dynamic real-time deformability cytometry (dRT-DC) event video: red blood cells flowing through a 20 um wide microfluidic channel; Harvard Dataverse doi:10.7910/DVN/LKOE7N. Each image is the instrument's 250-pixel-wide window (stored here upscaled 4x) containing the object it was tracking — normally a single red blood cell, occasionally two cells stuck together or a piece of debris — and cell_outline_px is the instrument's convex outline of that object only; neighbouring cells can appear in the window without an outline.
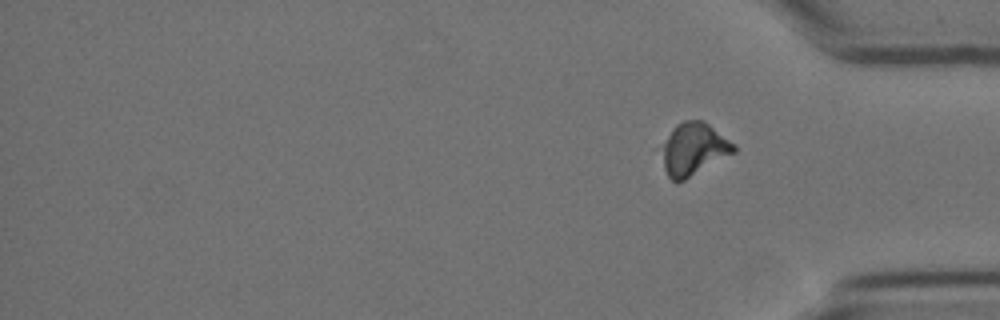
{"species": "Egyptian fruit bat (a non-hibernating species)", "species_latin": "Rousettus aegyptiacus", "temperature_condition": "cold", "stored_images_in_passage": 14, "segment_of_instrument_passage": [2, 2], "camera_frame_rate_fps": 3000, "um_per_image_px": 0.085, "animal": {"sex": "female"}, "frame": {"image": 1, "passage_image": 14, "time_ms": 17.333, "image_size_px": [1000, 320], "cell_outline_px": [[736, 152], [684, 180], [672, 180], [668, 176], [652, 148], [676, 124], [684, 120], [704, 120], [736, 144]], "centroid_in_image_um": [58.82, 12.64], "position_along_channel_um": 376.4, "area_um2": 23.35}}